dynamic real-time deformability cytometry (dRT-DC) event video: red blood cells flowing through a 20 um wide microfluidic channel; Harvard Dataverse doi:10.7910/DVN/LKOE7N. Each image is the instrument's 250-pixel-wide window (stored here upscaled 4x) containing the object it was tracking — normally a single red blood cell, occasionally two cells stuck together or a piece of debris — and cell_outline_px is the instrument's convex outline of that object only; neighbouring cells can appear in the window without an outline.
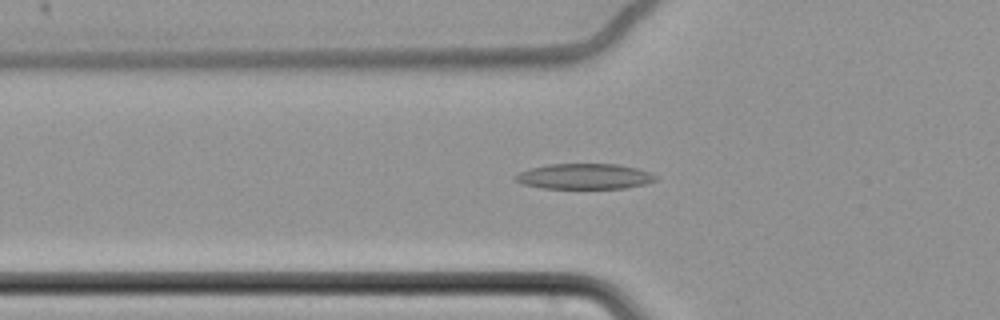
{"species": "common noctule bat (a hibernating species)", "species_latin": "Nyctalus noctula", "temperature_condition": "cold", "stored_images_in_passage": 64, "camera_frame_rate_fps": 3000, "um_per_image_px": 0.085, "animal": {"sex": "female", "body_mass_g": 22.7, "forearm_length_mm": 54.2}, "frame": {"image": 1, "passage_image": 25, "time_ms": 8.0, "image_size_px": [1000, 320], "cell_outline_px": [[656, 180], [644, 184], [624, 188], [544, 188], [524, 184], [516, 180], [512, 176], [520, 172], [532, 168], [548, 164], [620, 164], [636, 168], [648, 172], [656, 176]], "centroid_in_image_um": [49.67, 14.99], "position_along_channel_um": 76.1, "area_um2": 20.58}}
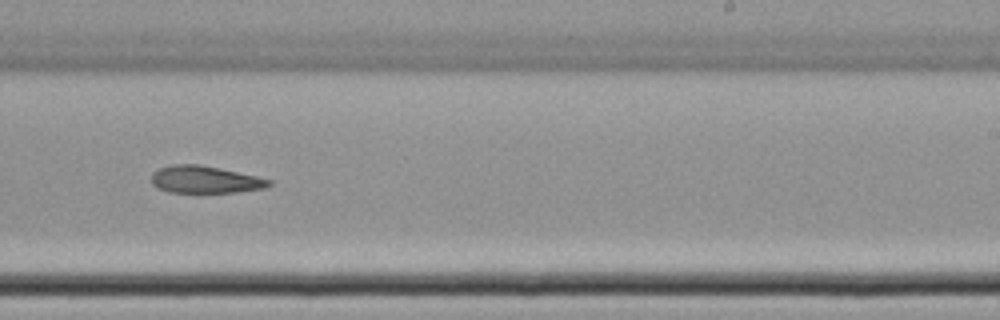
{"frame": {"image": 2, "passage_image": 42, "time_ms": 13.667, "image_size_px": [1000, 320], "cell_outline_px": [[272, 184], [264, 188], [236, 192], [168, 192], [156, 188], [152, 184], [152, 172], [156, 168], [172, 164], [200, 164], [220, 168], [256, 176], [272, 180]], "centroid_in_image_um": [17.38, 15.25], "position_along_channel_um": 271.6, "area_um2": 18.79}}
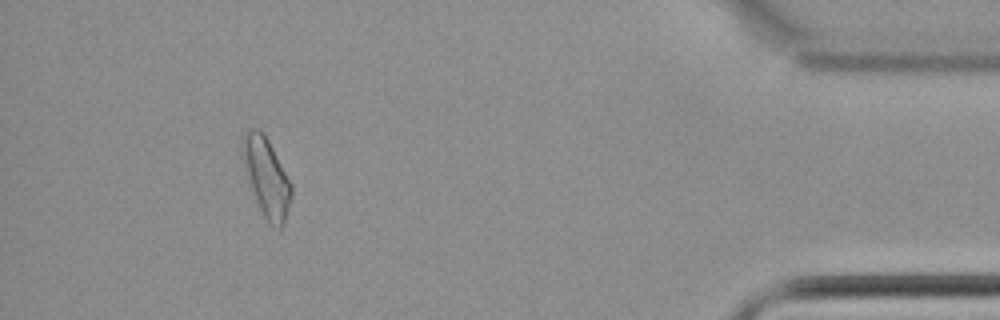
{"frame": {"image": 3, "passage_image": 59, "time_ms": 19.333, "image_size_px": [1000, 320], "cell_outline_px": [[292, 196], [284, 220], [280, 228], [268, 224], [256, 200], [248, 176], [240, 148], [240, 140], [244, 132], [248, 128], [256, 128], [264, 132], [292, 184]], "centroid_in_image_um": [22.64, 14.99], "position_along_channel_um": 412.6, "area_um2": 22.14}, "authors_computed_cell_mechanics": {"area_um2": 21.1548, "velocity_mm_per_s": 3.4709, "shape_relaxation_time_tau1_ms": null, "shape_relaxation_time_tau2_ms": 5.1386, "deformation_change_tau1": null, "deformation_change_tau2": 0.1419}}